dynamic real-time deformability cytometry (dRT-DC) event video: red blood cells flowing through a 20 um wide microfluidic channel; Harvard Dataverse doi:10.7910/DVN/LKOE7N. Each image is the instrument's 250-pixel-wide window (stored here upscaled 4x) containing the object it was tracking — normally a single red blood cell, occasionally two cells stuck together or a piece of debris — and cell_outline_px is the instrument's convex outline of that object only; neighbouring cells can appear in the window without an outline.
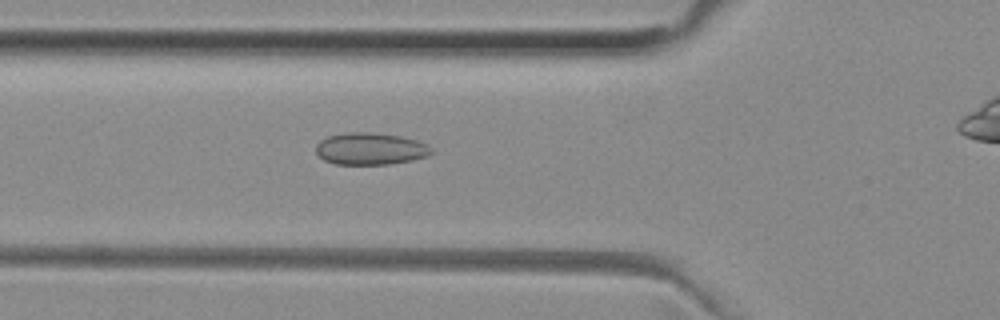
{"species": "common noctule bat (a hibernating species)", "species_latin": "Nyctalus noctula", "temperature_condition": "room temperature", "stored_images_in_passage": 45, "camera_frame_rate_fps": 3000, "um_per_image_px": 0.085, "animal": {"sex": "female", "body_mass_g": 29.2, "forearm_length_mm": 56.3}, "frame": {"image": 1, "passage_image": 18, "time_ms": 5.667, "image_size_px": [1000, 320], "cell_outline_px": [[432, 152], [428, 156], [412, 160], [388, 164], [336, 164], [324, 160], [316, 152], [316, 144], [320, 140], [328, 136], [348, 132], [372, 132], [400, 136], [416, 140], [428, 144], [432, 148]], "centroid_in_image_um": [31.49, 12.64], "position_along_channel_um": 94.3, "area_um2": 21.56}}
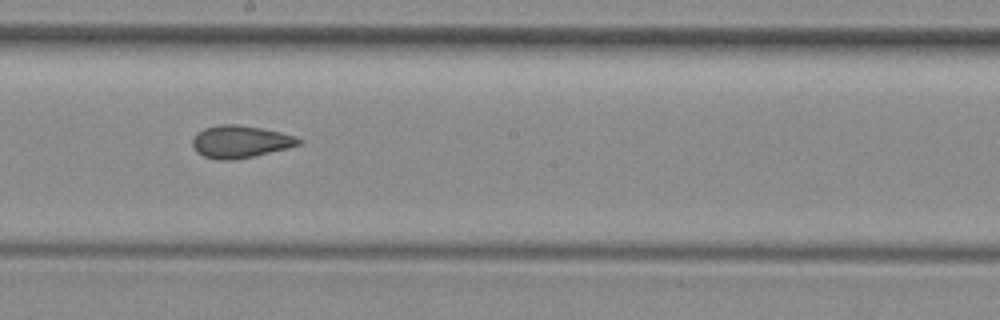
{"frame": {"image": 2, "passage_image": 28, "time_ms": 9.0, "image_size_px": [1000, 320], "cell_outline_px": [[304, 140], [300, 144], [288, 148], [252, 156], [232, 160], [220, 160], [204, 156], [196, 152], [192, 144], [192, 140], [196, 132], [204, 128], [220, 124], [236, 124], [260, 128], [280, 132], [296, 136]], "centroid_in_image_um": [20.41, 12.03], "position_along_channel_um": 227.8, "area_um2": 20.0}}
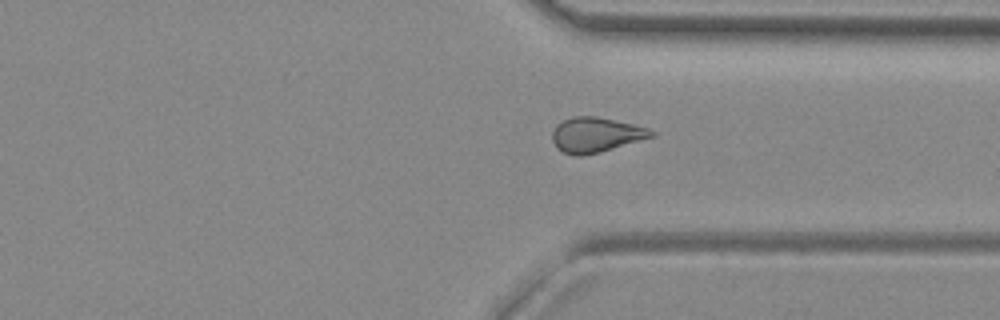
{"frame": {"image": 3, "passage_image": 38, "time_ms": 12.333, "image_size_px": [1000, 320], "cell_outline_px": [[656, 136], [600, 152], [580, 156], [576, 156], [564, 152], [556, 148], [552, 140], [552, 132], [556, 124], [572, 116], [596, 116], [632, 124], [648, 128], [656, 132]], "centroid_in_image_um": [50.65, 11.46], "position_along_channel_um": 360.8, "area_um2": 20.23}, "authors_computed_cell_mechanics": {"area_um2": 20.3456, "velocity_mm_per_s": 3.9892, "shape_relaxation_time_tau1_ms": null, "shape_relaxation_time_tau2_ms": 1.8452, "deformation_change_tau1": null, "deformation_change_tau2": 0.0861}}